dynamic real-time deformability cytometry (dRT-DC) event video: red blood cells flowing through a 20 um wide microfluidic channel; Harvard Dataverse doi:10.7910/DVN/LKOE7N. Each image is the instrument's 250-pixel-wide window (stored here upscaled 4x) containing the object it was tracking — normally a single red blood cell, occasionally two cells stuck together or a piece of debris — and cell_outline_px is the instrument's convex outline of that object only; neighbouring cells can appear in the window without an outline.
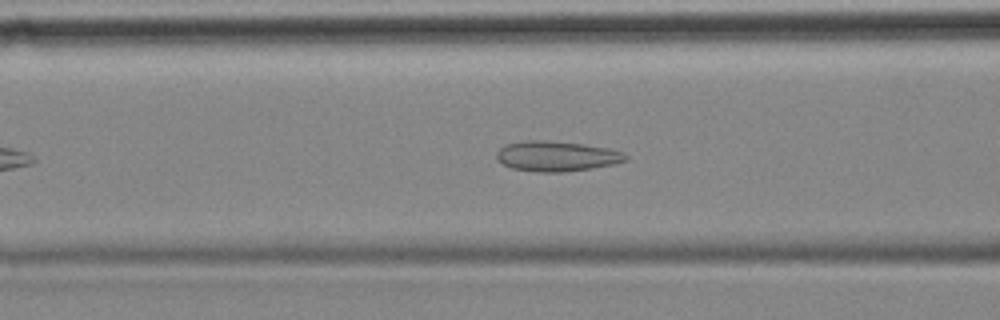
{"species": "common noctule bat (a hibernating species)", "species_latin": "Nyctalus noctula", "temperature_condition": "cold", "stored_images_in_passage": 45, "camera_frame_rate_fps": 3000, "um_per_image_px": 0.085, "animal": {"sex": "female", "body_mass_g": 18.4}, "frame": {"image": 1, "passage_image": 14, "time_ms": 4.333, "image_size_px": [1000, 320], "cell_outline_px": [[628, 160], [616, 164], [592, 168], [564, 172], [540, 172], [512, 168], [496, 160], [496, 152], [504, 144], [524, 140], [548, 140], [584, 144], [608, 148], [624, 152], [628, 156]], "centroid_in_image_um": [47.32, 13.27], "position_along_channel_um": 119.3, "area_um2": 23.0}}
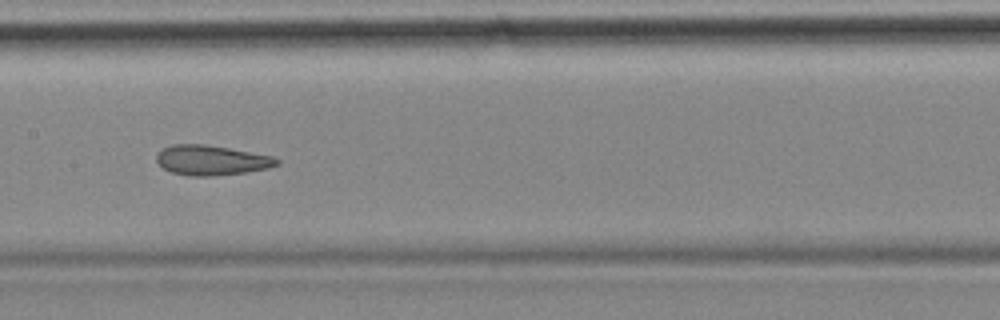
{"frame": {"image": 2, "passage_image": 20, "time_ms": 6.333, "image_size_px": [1000, 320], "cell_outline_px": [[280, 164], [268, 168], [244, 172], [216, 176], [188, 176], [172, 172], [164, 168], [156, 160], [156, 156], [164, 148], [172, 144], [204, 144], [228, 148], [272, 156], [280, 160]], "centroid_in_image_um": [17.98, 13.62], "position_along_channel_um": 189.4, "area_um2": 20.81}, "authors_computed_cell_mechanics": {"area_um2": 22.3108, "velocity_mm_per_s": 3.5065, "shape_relaxation_time_tau1_ms": null, "shape_relaxation_time_tau2_ms": 2.6258, "deformation_change_tau1": null, "deformation_change_tau2": 0.0985}}